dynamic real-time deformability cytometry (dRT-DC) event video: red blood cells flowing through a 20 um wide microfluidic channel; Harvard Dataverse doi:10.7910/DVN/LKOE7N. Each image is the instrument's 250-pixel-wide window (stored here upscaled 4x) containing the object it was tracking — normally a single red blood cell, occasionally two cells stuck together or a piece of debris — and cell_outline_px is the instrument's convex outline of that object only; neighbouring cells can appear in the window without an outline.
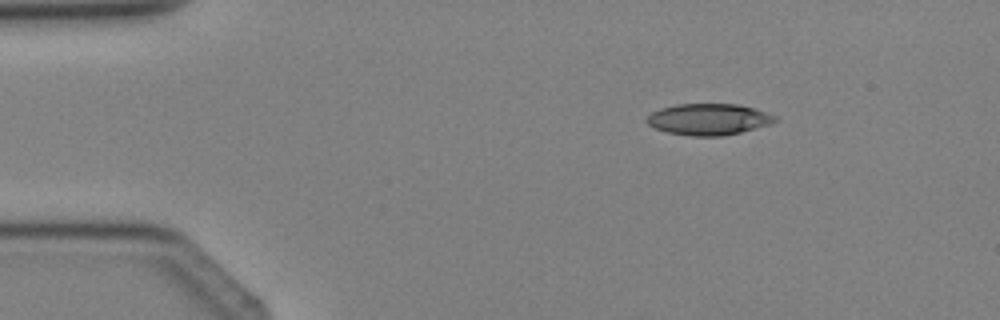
{"species": "Egyptian fruit bat (a non-hibernating species)", "species_latin": "Rousettus aegyptiacus", "temperature_condition": "cold", "stored_images_in_passage": 3, "camera_frame_rate_fps": 3000, "um_per_image_px": 0.085, "animal": {"sex": "female"}, "frame": {"image": 1, "passage_image": 2, "time_ms": 1.333, "image_size_px": [1000, 320], "cell_outline_px": [[780, 120], [768, 124], [740, 132], [724, 136], [692, 136], [668, 132], [656, 128], [648, 124], [644, 120], [652, 112], [660, 108], [676, 104], [736, 104], [752, 108], [776, 116]], "centroid_in_image_um": [60.2, 10.14], "position_along_channel_um": 24.8, "area_um2": 23.24}}